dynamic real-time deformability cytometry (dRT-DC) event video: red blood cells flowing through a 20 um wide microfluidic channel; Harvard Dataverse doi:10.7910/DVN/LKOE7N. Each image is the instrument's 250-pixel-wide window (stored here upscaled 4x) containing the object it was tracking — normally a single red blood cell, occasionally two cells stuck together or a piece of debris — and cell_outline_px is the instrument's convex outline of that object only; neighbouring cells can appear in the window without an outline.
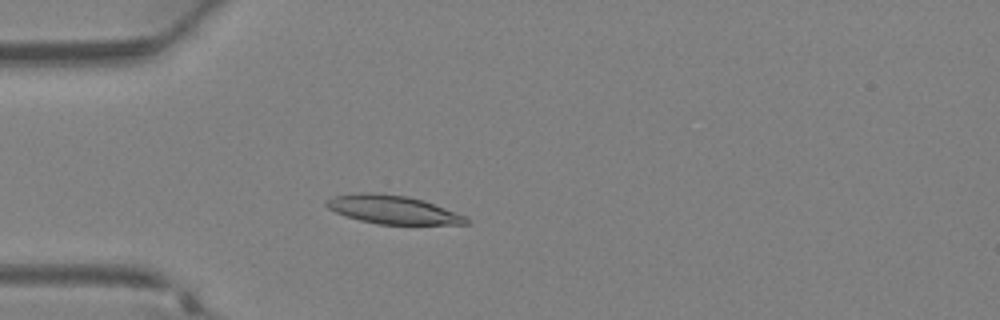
{"species": "Egyptian fruit bat (a non-hibernating species)", "species_latin": "Rousettus aegyptiacus", "temperature_condition": "warm", "stored_images_in_passage": 34, "camera_frame_rate_fps": 3000, "um_per_image_px": 0.085, "animal": {"sex": "female"}, "frame": {"image": 1, "passage_image": 8, "time_ms": 2.333, "image_size_px": [1000, 320], "cell_outline_px": [[468, 224], [376, 224], [344, 216], [328, 208], [324, 204], [324, 200], [332, 196], [360, 192], [372, 192], [408, 196], [424, 200], [464, 216], [468, 220]], "centroid_in_image_um": [33.29, 17.8], "position_along_channel_um": 51.7, "area_um2": 23.12}}
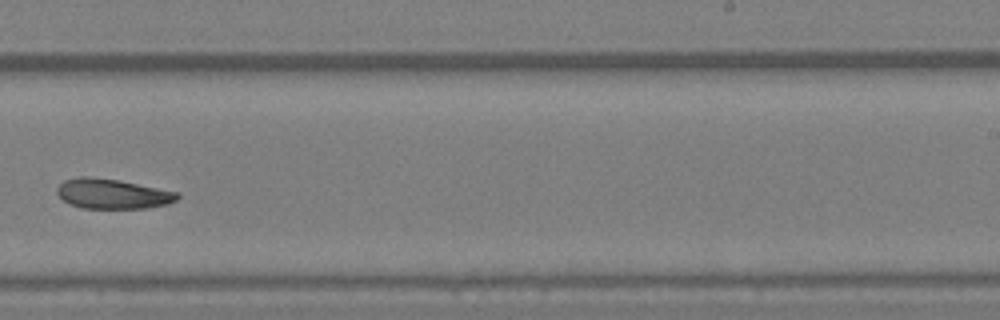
{"frame": {"image": 2, "passage_image": 21, "time_ms": 6.667, "image_size_px": [1000, 320], "cell_outline_px": [[180, 196], [176, 200], [168, 204], [144, 208], [80, 208], [68, 204], [56, 192], [56, 188], [64, 180], [76, 176], [92, 176], [120, 180], [180, 192]], "centroid_in_image_um": [9.55, 16.46], "position_along_channel_um": 279.4, "area_um2": 21.27}}
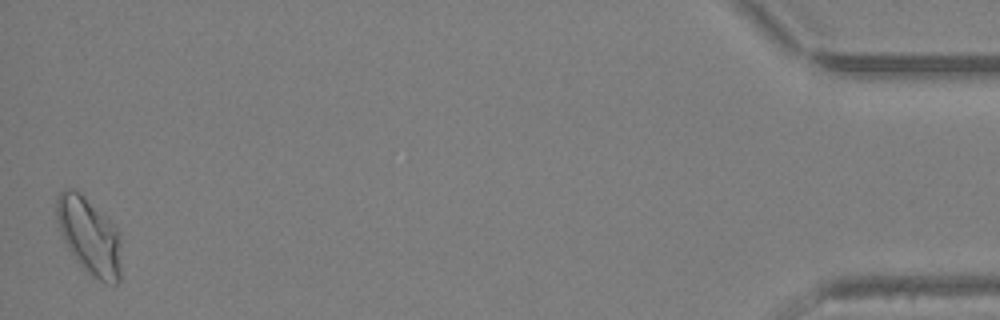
{"frame": {"image": 3, "passage_image": 34, "time_ms": 11.0, "image_size_px": [1000, 320], "cell_outline_px": [[120, 280], [116, 284], [112, 284], [100, 280], [92, 276], [76, 260], [68, 248], [60, 232], [56, 220], [56, 200], [60, 192], [64, 188], [72, 188], [80, 192], [116, 228], [120, 240]], "centroid_in_image_um": [7.56, 20.05], "position_along_channel_um": 427.6, "area_um2": 28.55}}